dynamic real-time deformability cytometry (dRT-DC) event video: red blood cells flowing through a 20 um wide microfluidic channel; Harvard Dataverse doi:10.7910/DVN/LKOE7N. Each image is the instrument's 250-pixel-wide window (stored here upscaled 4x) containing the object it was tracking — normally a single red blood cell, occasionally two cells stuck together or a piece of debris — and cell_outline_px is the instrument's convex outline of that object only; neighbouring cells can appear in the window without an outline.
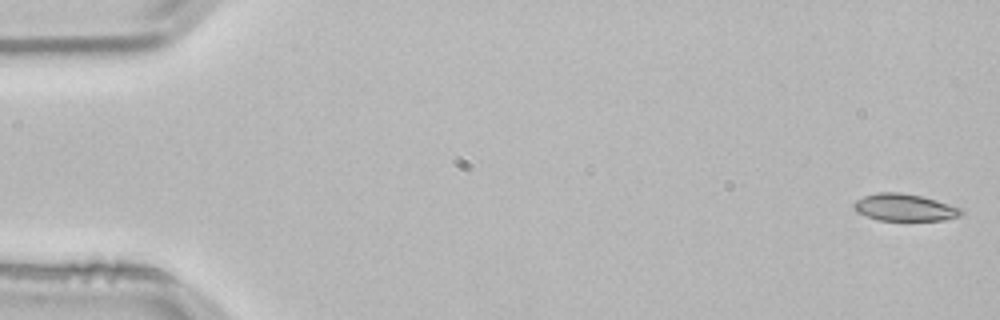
{"species": "common noctule bat (a hibernating species)", "species_latin": "Nyctalus noctula", "temperature_condition": "room temperature", "stored_images_in_passage": 53, "camera_frame_rate_fps": 3000, "um_per_image_px": 0.085, "animal": {"sex": "male", "body_mass_g": 21.5, "forearm_length_mm": 52.0}, "frame": {"image": 1, "passage_image": 1, "time_ms": 0.0, "image_size_px": [1000, 320], "cell_outline_px": [[964, 212], [960, 216], [944, 220], [880, 220], [856, 212], [852, 208], [852, 204], [856, 200], [864, 196], [880, 192], [900, 192], [920, 196], [936, 200], [960, 208]], "centroid_in_image_um": [76.86, 17.63], "position_along_channel_um": 8.1, "area_um2": 16.82}}
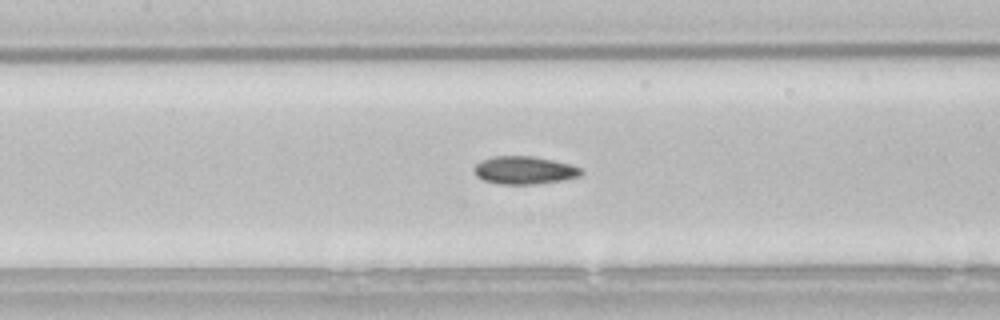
{"frame": {"image": 2, "passage_image": 24, "time_ms": 7.667, "image_size_px": [1000, 320], "cell_outline_px": [[584, 172], [580, 176], [564, 180], [532, 184], [500, 184], [484, 180], [476, 176], [472, 168], [480, 160], [492, 156], [532, 156], [572, 164], [580, 168]], "centroid_in_image_um": [44.55, 14.46], "position_along_channel_um": 162.8, "area_um2": 17.51}}
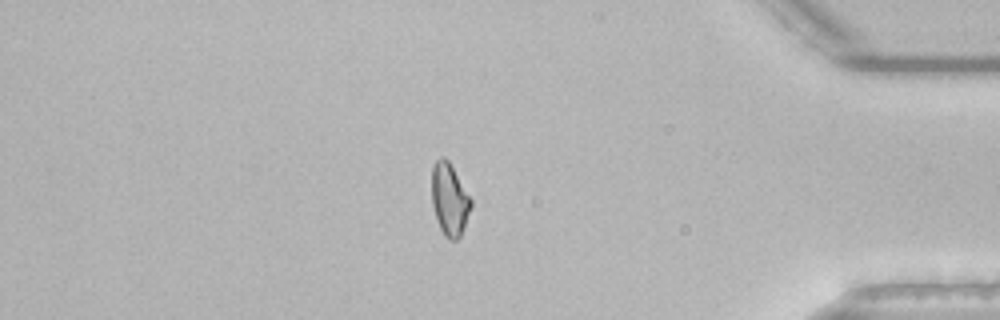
{"frame": {"image": 3, "passage_image": 45, "time_ms": 14.667, "image_size_px": [1000, 320], "cell_outline_px": [[472, 208], [460, 236], [456, 240], [448, 240], [444, 236], [440, 228], [432, 204], [432, 168], [436, 160], [444, 156], [448, 160], [472, 200]], "centroid_in_image_um": [38.21, 16.97], "position_along_channel_um": 397.0, "area_um2": 16.42}, "authors_computed_cell_mechanics": {"area_um2": 17.051, "velocity_mm_per_s": 3.8394, "shape_relaxation_time_tau1_ms": 10.4404, "shape_relaxation_time_tau2_ms": 2.4769, "deformation_change_tau1": 0.1873, "deformation_change_tau2": 0.074}}